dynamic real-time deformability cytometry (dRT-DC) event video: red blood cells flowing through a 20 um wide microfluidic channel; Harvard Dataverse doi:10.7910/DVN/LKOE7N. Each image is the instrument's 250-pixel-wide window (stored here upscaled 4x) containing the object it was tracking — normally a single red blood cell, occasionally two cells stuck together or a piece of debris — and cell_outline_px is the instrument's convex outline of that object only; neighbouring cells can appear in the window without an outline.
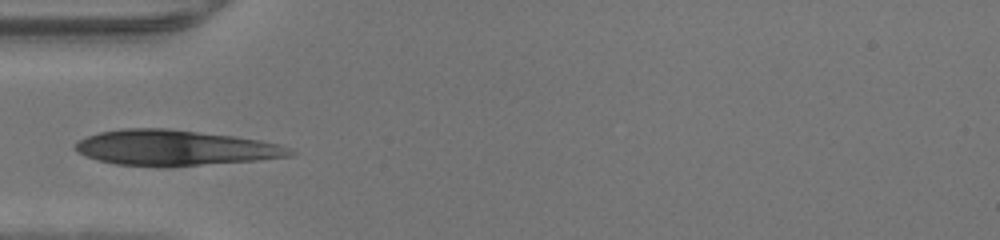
{"species": "human", "species_latin": "Homo sapiens", "temperature_condition": "warm", "stored_images_in_passage": 32, "camera_frame_rate_fps": 3000, "um_per_image_px": 0.085, "donor": {"sex": "male"}, "frame": {"image": 1, "passage_image": 1, "time_ms": 0.0, "image_size_px": [1000, 240], "cell_outline_px": [[296, 152], [288, 156], [256, 160], [172, 168], [156, 168], [116, 164], [96, 160], [80, 152], [76, 148], [76, 144], [80, 140], [88, 136], [100, 132], [124, 128], [168, 128], [236, 136], [260, 140], [280, 144]], "centroid_in_image_um": [14.89, 12.58], "position_along_channel_um": 70.1, "area_um2": 44.8}}
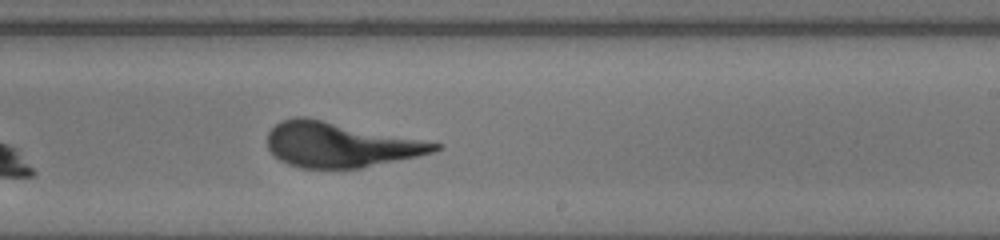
{"frame": {"image": 2, "passage_image": 14, "time_ms": 4.333, "image_size_px": [1000, 240], "cell_outline_px": [[444, 144], [440, 148], [432, 152], [416, 156], [360, 168], [300, 168], [288, 164], [280, 160], [268, 148], [268, 132], [280, 120], [296, 116], [304, 116]], "centroid_in_image_um": [28.87, 12.29], "position_along_channel_um": 260.1, "area_um2": 43.41}}
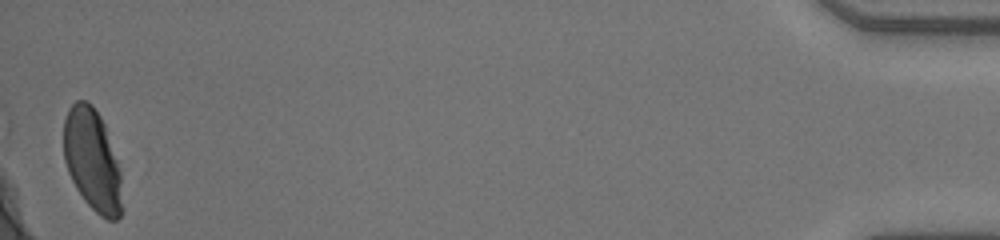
{"frame": {"image": 3, "passage_image": 32, "time_ms": 10.333, "image_size_px": [1000, 240], "cell_outline_px": [[124, 208], [120, 216], [116, 220], [108, 220], [100, 216], [84, 200], [76, 188], [68, 172], [64, 160], [64, 120], [68, 108], [76, 100], [84, 100], [92, 104], [100, 116], [104, 124], [120, 172]], "centroid_in_image_um": [7.85, 13.64], "position_along_channel_um": 427.3, "area_um2": 34.8}}